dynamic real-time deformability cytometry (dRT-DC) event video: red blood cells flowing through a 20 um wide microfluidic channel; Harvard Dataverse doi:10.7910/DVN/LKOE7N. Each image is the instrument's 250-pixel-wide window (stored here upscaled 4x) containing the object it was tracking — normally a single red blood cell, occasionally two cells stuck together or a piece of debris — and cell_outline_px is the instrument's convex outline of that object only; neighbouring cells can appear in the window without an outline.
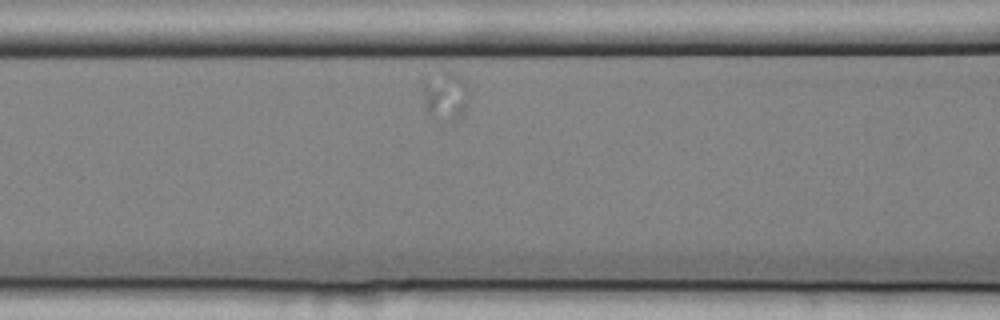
{"species": "common noctule bat (a hibernating species)", "species_latin": "Nyctalus noctula", "temperature_condition": "cold", "stored_images_in_passage": 8, "camera_frame_rate_fps": 3000, "um_per_image_px": 0.085, "animal": {"sex": "female", "body_mass_g": 25.1}, "frame": {"image": 1, "passage_image": 3, "time_ms": 0.667, "image_size_px": [1000, 320], "cell_outline_px": [[276, 288], [260, 300], [112, 296], [84, 288], [92, 284], [128, 284]], "centroid_in_image_um": [15.43, 24.78], "position_along_channel_um": 151.2, "area_um2": 15.49}}